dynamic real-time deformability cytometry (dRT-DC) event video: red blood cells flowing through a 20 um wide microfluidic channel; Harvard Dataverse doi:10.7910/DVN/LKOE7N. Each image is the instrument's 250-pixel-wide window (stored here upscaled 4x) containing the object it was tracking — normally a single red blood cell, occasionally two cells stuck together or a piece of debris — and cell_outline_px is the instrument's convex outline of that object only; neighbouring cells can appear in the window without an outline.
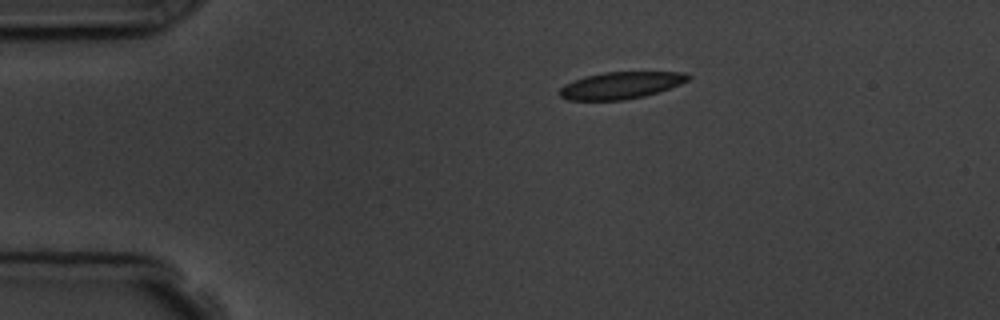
{"species": "common noctule bat (a hibernating species)", "species_latin": "Nyctalus noctula", "temperature_condition": "room temperature", "stored_images_in_passage": 6, "camera_frame_rate_fps": 3000, "um_per_image_px": 0.085, "animal": {"sex": "male", "body_mass_g": 19.5, "forearm_length_mm": 54.6}, "frame": {"image": 1, "passage_image": 1, "time_ms": 0.0, "image_size_px": [1000, 320], "cell_outline_px": [[692, 76], [688, 80], [680, 84], [660, 92], [644, 96], [624, 100], [568, 100], [560, 96], [560, 88], [564, 84], [584, 76], [604, 72], [688, 72]], "centroid_in_image_um": [52.79, 7.25], "position_along_channel_um": 32.2, "area_um2": 20.29}}
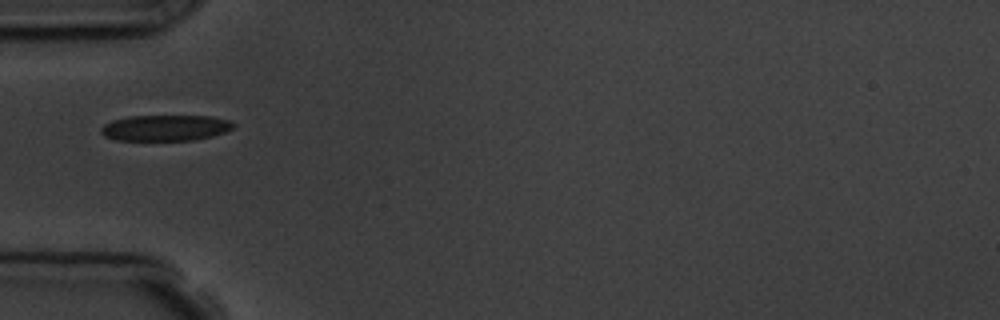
{"frame": {"image": 2, "passage_image": 3, "time_ms": 2.333, "image_size_px": [1000, 320], "cell_outline_px": [[236, 128], [212, 136], [192, 140], [116, 140], [104, 136], [100, 132], [100, 128], [104, 124], [112, 120], [128, 116], [212, 116], [228, 120], [236, 124]], "centroid_in_image_um": [14.06, 10.86], "position_along_channel_um": 70.9, "area_um2": 20.11}}